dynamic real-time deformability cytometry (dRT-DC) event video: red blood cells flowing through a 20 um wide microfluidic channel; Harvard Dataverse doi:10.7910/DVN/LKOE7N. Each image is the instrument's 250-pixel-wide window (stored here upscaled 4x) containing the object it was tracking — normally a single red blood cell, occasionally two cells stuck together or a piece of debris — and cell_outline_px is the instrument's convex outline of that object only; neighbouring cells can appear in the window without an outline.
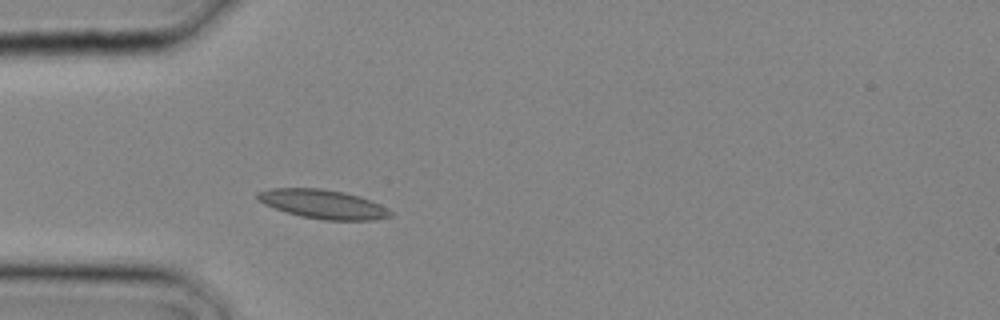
{"species": "common noctule bat (a hibernating species)", "species_latin": "Nyctalus noctula", "temperature_condition": "cold", "stored_images_in_passage": 2, "camera_frame_rate_fps": 3000, "um_per_image_px": 0.085, "animal": {"sex": "male", "body_mass_g": 20.4}, "frame": {"image": 1, "passage_image": 2, "time_ms": 0.333, "image_size_px": [1000, 320], "cell_outline_px": [[392, 216], [372, 220], [324, 220], [300, 216], [264, 204], [256, 200], [256, 192], [272, 188], [320, 188], [344, 192], [360, 196], [380, 204], [392, 212]], "centroid_in_image_um": [27.44, 17.34], "position_along_channel_um": 57.6, "area_um2": 22.43}}